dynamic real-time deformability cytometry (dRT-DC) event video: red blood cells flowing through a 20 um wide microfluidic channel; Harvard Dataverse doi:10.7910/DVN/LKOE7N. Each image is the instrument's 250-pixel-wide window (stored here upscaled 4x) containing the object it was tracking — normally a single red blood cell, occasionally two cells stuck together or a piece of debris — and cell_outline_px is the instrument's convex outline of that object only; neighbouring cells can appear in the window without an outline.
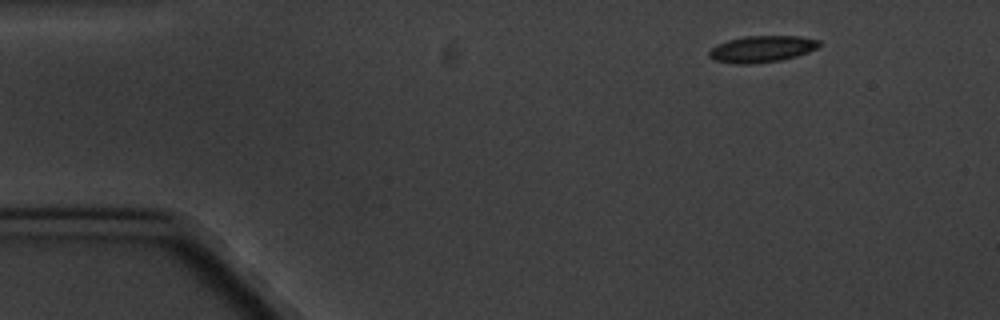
{"species": "common noctule bat (a hibernating species)", "species_latin": "Nyctalus noctula", "temperature_condition": "cold", "stored_images_in_passage": 4, "camera_frame_rate_fps": 3000, "um_per_image_px": 0.085, "animal": {"sex": "male", "body_mass_g": 20.1, "forearm_length_mm": 53.5}, "frame": {"image": 1, "passage_image": 1, "time_ms": 0.0, "image_size_px": [1000, 320], "cell_outline_px": [[820, 44], [816, 48], [808, 52], [796, 56], [780, 60], [752, 64], [736, 64], [716, 60], [708, 56], [708, 52], [716, 44], [728, 40], [744, 36], [800, 36], [820, 40]], "centroid_in_image_um": [64.75, 4.16], "position_along_channel_um": 20.3, "area_um2": 16.99}}
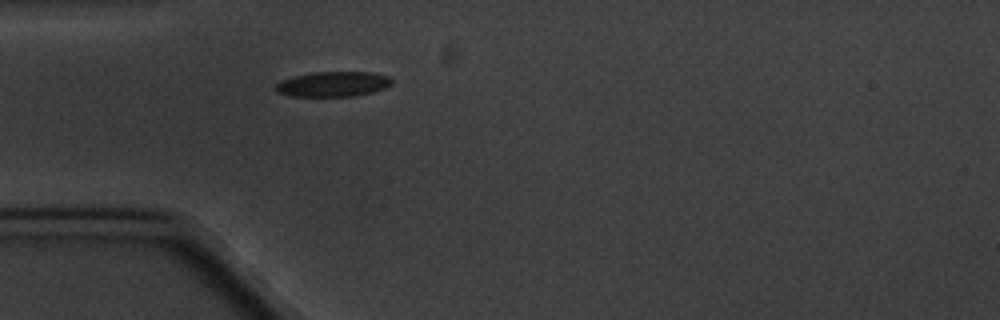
{"frame": {"image": 2, "passage_image": 4, "time_ms": 3.333, "image_size_px": [1000, 320], "cell_outline_px": [[392, 84], [384, 88], [372, 92], [352, 96], [292, 96], [276, 92], [276, 84], [280, 80], [312, 72], [372, 72], [388, 76], [392, 80]], "centroid_in_image_um": [28.31, 7.14], "position_along_channel_um": 56.7, "area_um2": 16.88}}